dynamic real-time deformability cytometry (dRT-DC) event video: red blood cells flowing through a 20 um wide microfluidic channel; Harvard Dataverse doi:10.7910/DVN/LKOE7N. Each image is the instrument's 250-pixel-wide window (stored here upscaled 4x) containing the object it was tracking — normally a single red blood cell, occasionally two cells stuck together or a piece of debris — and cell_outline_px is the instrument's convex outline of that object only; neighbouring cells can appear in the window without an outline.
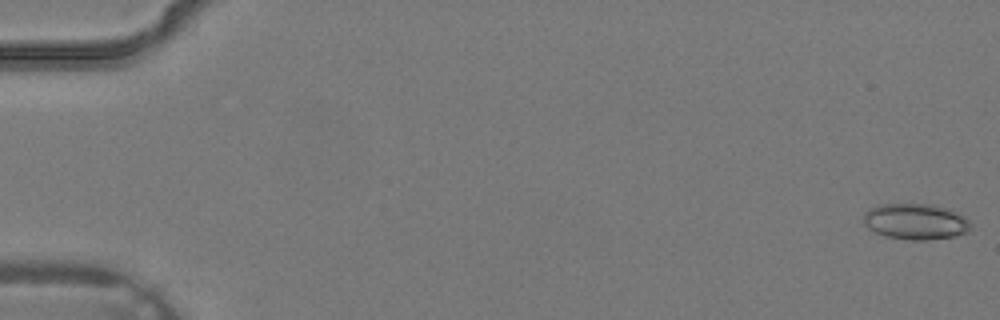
{"species": "common noctule bat (a hibernating species)", "species_latin": "Nyctalus noctula", "temperature_condition": "warm", "stored_images_in_passage": 4, "camera_frame_rate_fps": 3000, "um_per_image_px": 0.085, "animal": {"sex": "male", "body_mass_g": 19.2, "forearm_length_mm": 51.8}, "frame": {"image": 1, "passage_image": 1, "time_ms": 0.0, "image_size_px": [1000, 320], "cell_outline_px": [[972, 228], [968, 232], [952, 236], [928, 240], [912, 240], [884, 236], [868, 228], [864, 224], [864, 212], [868, 208], [880, 204], [932, 204], [952, 208], [964, 216], [972, 224]], "centroid_in_image_um": [77.85, 18.81], "position_along_channel_um": 7.2, "area_um2": 22.77}}